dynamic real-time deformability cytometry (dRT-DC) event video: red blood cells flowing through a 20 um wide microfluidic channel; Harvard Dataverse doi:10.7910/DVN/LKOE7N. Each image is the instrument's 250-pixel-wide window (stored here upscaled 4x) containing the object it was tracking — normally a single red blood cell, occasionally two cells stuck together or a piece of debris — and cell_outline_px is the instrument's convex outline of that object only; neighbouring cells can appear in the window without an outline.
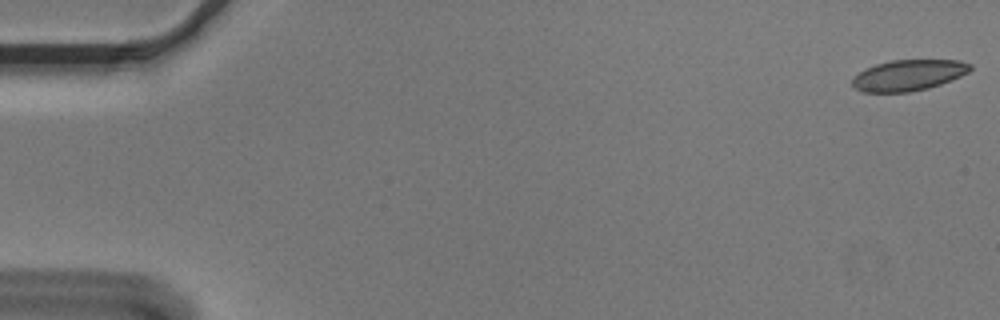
{"species": "Egyptian fruit bat (a non-hibernating species)", "species_latin": "Rousettus aegyptiacus", "temperature_condition": "cold", "stored_images_in_passage": 56, "camera_frame_rate_fps": 3000, "um_per_image_px": 0.085, "animal": {"sex": "male"}, "frame": {"image": 1, "passage_image": 1, "time_ms": 0.0, "image_size_px": [1000, 320], "cell_outline_px": [[972, 68], [968, 72], [952, 80], [928, 88], [908, 92], [864, 92], [856, 88], [852, 84], [852, 80], [860, 72], [876, 64], [892, 60], [960, 60], [972, 64]], "centroid_in_image_um": [77.26, 6.39], "position_along_channel_um": 7.7, "area_um2": 21.04}}
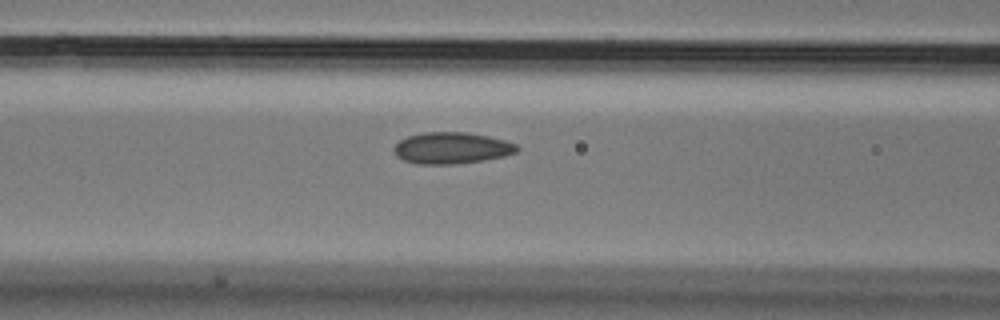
{"frame": {"image": 2, "passage_image": 23, "time_ms": 7.333, "image_size_px": [1000, 320], "cell_outline_px": [[520, 148], [516, 152], [504, 156], [484, 160], [452, 164], [416, 164], [404, 160], [396, 156], [392, 148], [400, 140], [408, 136], [424, 132], [468, 132], [488, 136], [504, 140], [516, 144]], "centroid_in_image_um": [38.37, 12.58], "position_along_channel_um": 128.2, "area_um2": 22.6}}
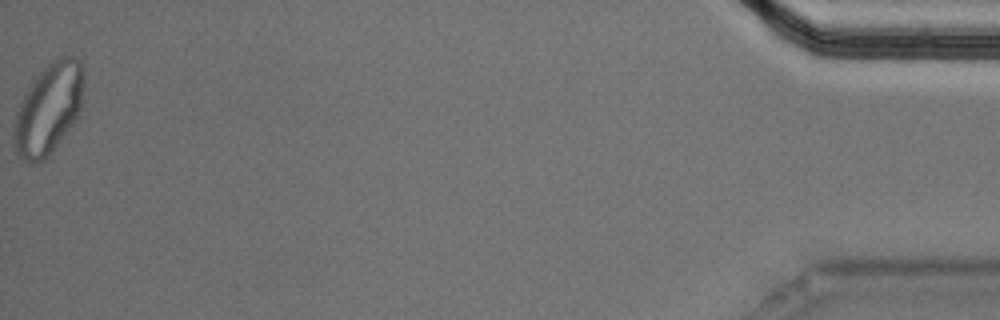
{"frame": {"image": 3, "passage_image": 56, "time_ms": 18.333, "image_size_px": [1000, 320], "cell_outline_px": [[84, 84], [80, 112], [72, 124], [52, 152], [44, 160], [32, 164], [24, 160], [16, 152], [12, 140], [12, 128], [16, 112], [32, 80], [52, 60], [64, 56], [76, 56], [84, 64]], "centroid_in_image_um": [4.13, 9.24], "position_along_channel_um": 431.1, "area_um2": 37.22}, "authors_computed_cell_mechanics": {"area_um2": 22.3975, "velocity_mm_per_s": 3.6068, "shape_relaxation_time_tau1_ms": null, "shape_relaxation_time_tau2_ms": 1.9139, "deformation_change_tau1": null, "deformation_change_tau2": 0.0639}}